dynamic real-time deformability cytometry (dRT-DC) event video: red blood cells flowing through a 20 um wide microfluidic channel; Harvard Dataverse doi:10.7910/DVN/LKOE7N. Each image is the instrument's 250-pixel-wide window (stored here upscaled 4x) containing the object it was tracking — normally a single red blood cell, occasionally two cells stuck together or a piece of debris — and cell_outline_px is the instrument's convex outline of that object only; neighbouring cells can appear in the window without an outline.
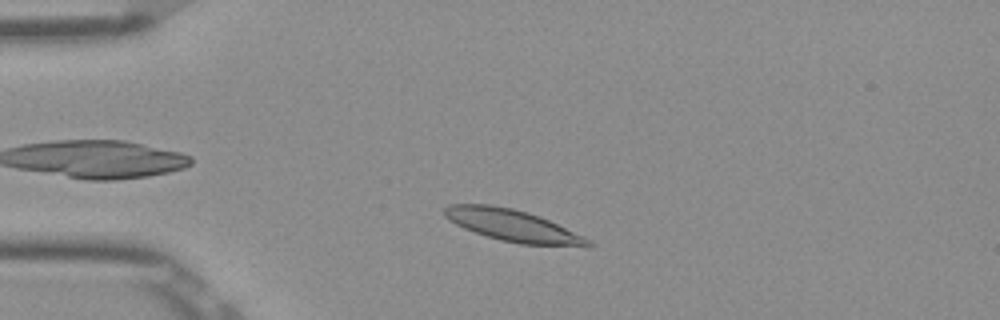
{"species": "Egyptian fruit bat (a non-hibernating species)", "species_latin": "Rousettus aegyptiacus", "temperature_condition": "room temperature", "stored_images_in_passage": 46, "camera_frame_rate_fps": 3000, "um_per_image_px": 0.085, "frame": {"image": 1, "passage_image": 6, "time_ms": 1.667, "image_size_px": [1000, 320], "cell_outline_px": [[596, 244], [588, 248], [520, 244], [500, 240], [464, 228], [448, 220], [444, 216], [444, 208], [448, 204], [492, 204], [512, 208], [528, 212], [540, 216], [584, 236], [592, 240]], "centroid_in_image_um": [43.68, 19.19], "position_along_channel_um": 41.3, "area_um2": 27.11}}
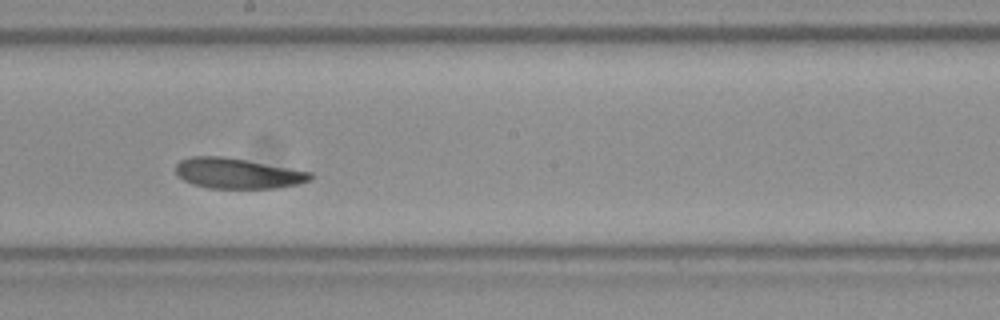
{"frame": {"image": 2, "passage_image": 23, "time_ms": 7.333, "image_size_px": [1000, 320], "cell_outline_px": [[312, 176], [308, 180], [300, 184], [276, 188], [208, 188], [192, 184], [184, 180], [176, 172], [176, 164], [180, 160], [192, 156], [224, 156], [312, 172]], "centroid_in_image_um": [20.18, 14.73], "position_along_channel_um": 228.0, "area_um2": 23.76}}
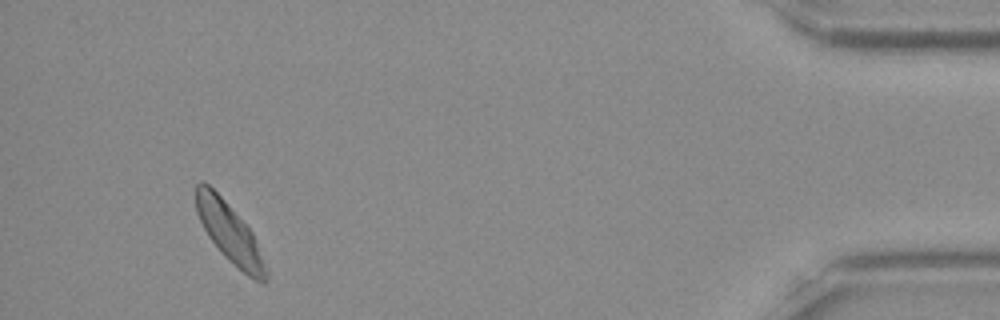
{"frame": {"image": 3, "passage_image": 43, "time_ms": 14.0, "image_size_px": [1000, 320], "cell_outline_px": [[268, 280], [264, 284], [248, 276], [228, 260], [224, 256], [208, 236], [196, 212], [196, 184], [200, 180], [204, 180], [224, 200], [252, 232], [256, 240], [268, 268]], "centroid_in_image_um": [19.54, 19.82], "position_along_channel_um": 415.7, "area_um2": 24.1}, "authors_computed_cell_mechanics": {"area_um2": 24.7095, "velocity_mm_per_s": 3.8198, "shape_relaxation_time_tau1_ms": null, "shape_relaxation_time_tau2_ms": 3.2889, "deformation_change_tau1": null, "deformation_change_tau2": 0.0948}}